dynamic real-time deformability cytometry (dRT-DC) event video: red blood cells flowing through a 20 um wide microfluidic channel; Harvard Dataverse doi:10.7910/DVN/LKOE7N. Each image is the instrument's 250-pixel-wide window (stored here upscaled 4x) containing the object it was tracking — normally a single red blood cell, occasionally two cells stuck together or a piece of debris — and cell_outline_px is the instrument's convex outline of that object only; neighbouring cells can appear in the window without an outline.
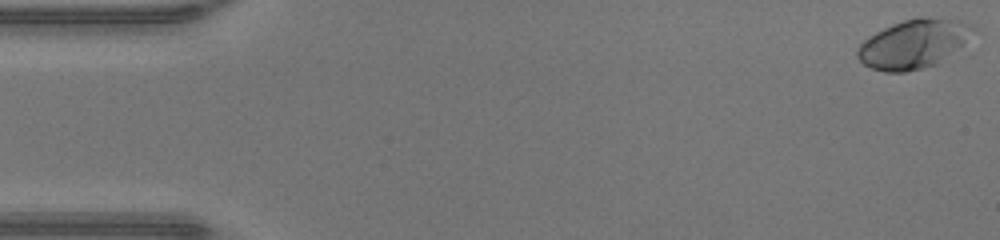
{"species": "human", "species_latin": "Homo sapiens", "temperature_condition": "warm", "stored_images_in_passage": 48, "camera_frame_rate_fps": 3000, "um_per_image_px": 0.085, "donor": {"sex": "male"}, "frame": {"image": 1, "passage_image": 1, "time_ms": 0.0, "image_size_px": [1000, 240], "cell_outline_px": [[980, 32], [940, 64], [924, 68], [904, 72], [884, 72], [872, 68], [864, 64], [856, 56], [856, 48], [864, 40], [876, 32], [892, 24], [916, 16], [924, 16], [960, 20], [972, 24]], "centroid_in_image_um": [77.76, 3.72], "position_along_channel_um": 7.2, "area_um2": 33.87}}
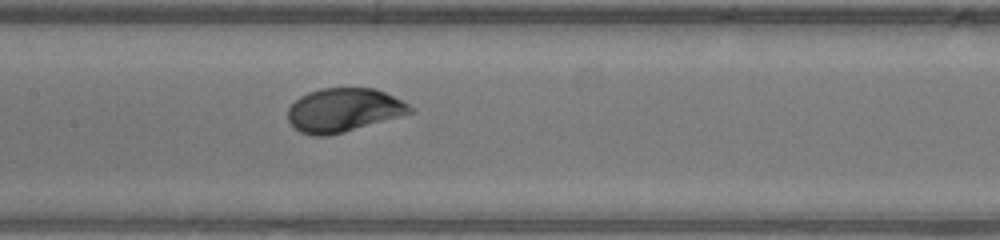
{"frame": {"image": 2, "passage_image": 23, "time_ms": 7.333, "image_size_px": [1000, 240], "cell_outline_px": [[416, 112], [344, 132], [328, 136], [312, 136], [300, 132], [288, 120], [288, 108], [300, 96], [308, 92], [320, 88], [376, 88], [408, 104]], "centroid_in_image_um": [29.2, 9.36], "position_along_channel_um": 178.2, "area_um2": 31.1}}
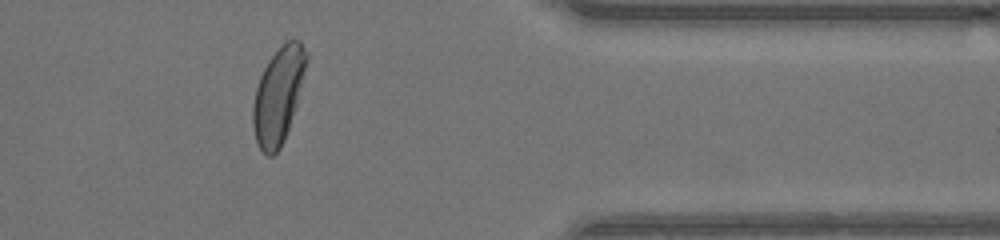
{"frame": {"image": 3, "passage_image": 39, "time_ms": 12.667, "image_size_px": [1000, 240], "cell_outline_px": [[308, 60], [296, 104], [288, 132], [280, 148], [272, 156], [268, 156], [260, 148], [256, 140], [252, 124], [252, 104], [256, 88], [260, 76], [268, 60], [288, 40], [300, 40], [308, 52]], "centroid_in_image_um": [23.65, 8.11], "position_along_channel_um": 387.7, "area_um2": 29.65}, "authors_computed_cell_mechanics": {"area_um2": 30.7496, "velocity_mm_per_s": 4.3446, "shape_relaxation_time_tau1_ms": 2.339, "shape_relaxation_time_tau2_ms": null, "deformation_change_tau1": 0.1709, "deformation_change_tau2": null}}